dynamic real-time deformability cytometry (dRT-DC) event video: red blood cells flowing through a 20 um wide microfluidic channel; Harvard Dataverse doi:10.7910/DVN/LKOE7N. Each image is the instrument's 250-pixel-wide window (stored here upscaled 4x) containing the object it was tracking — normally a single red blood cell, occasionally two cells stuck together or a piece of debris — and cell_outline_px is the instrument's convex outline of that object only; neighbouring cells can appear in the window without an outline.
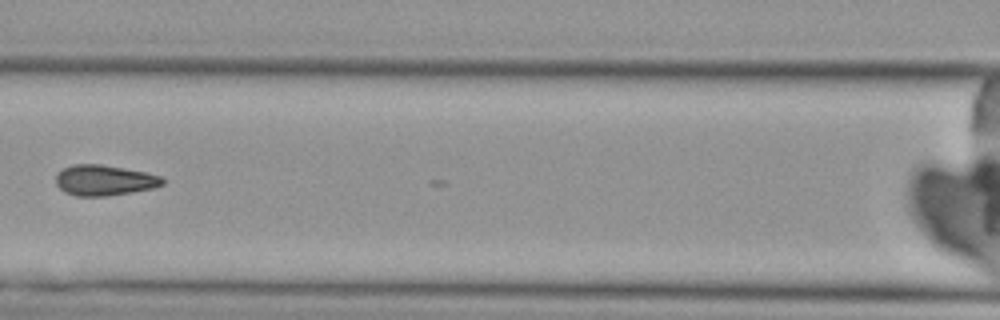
{"species": "Egyptian fruit bat (a non-hibernating species)", "species_latin": "Rousettus aegyptiacus", "temperature_condition": "cold", "stored_images_in_passage": 4, "camera_frame_rate_fps": 3000, "um_per_image_px": 0.085, "animal": {"sex": "female"}, "frame": {"image": 1, "passage_image": 4, "time_ms": 3.333, "image_size_px": [1000, 320], "cell_outline_px": [[164, 184], [152, 188], [132, 192], [104, 196], [76, 196], [64, 192], [56, 184], [56, 176], [64, 168], [72, 164], [100, 164], [144, 172], [160, 176], [164, 180]], "centroid_in_image_um": [8.85, 15.33], "position_along_channel_um": 157.8, "area_um2": 18.79}}